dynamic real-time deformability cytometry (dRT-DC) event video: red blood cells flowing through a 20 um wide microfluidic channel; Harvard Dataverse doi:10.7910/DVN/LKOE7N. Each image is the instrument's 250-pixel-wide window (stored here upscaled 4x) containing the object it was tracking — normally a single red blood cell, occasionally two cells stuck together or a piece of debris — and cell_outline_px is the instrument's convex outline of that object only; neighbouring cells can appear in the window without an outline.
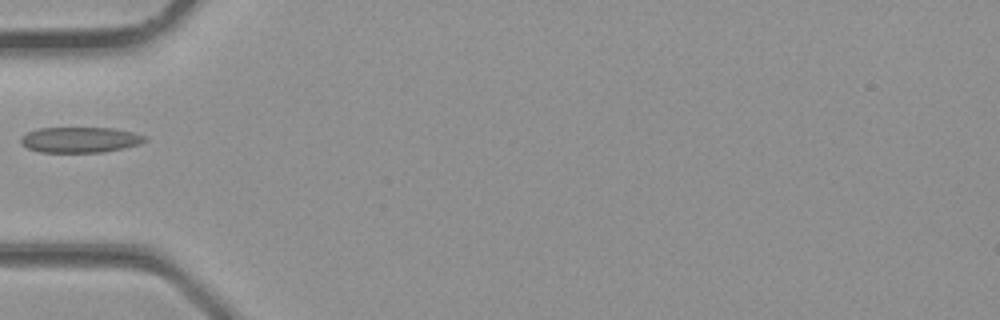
{"species": "common noctule bat (a hibernating species)", "species_latin": "Nyctalus noctula", "temperature_condition": "room temperature", "stored_images_in_passage": 21, "camera_frame_rate_fps": 3000, "um_per_image_px": 0.085, "animal": {"sex": "male", "body_mass_g": 23.1, "forearm_length_mm": 52.7}, "frame": {"image": 1, "passage_image": 1, "time_ms": 0.0, "image_size_px": [1000, 320], "cell_outline_px": [[148, 140], [140, 144], [124, 148], [104, 152], [40, 152], [28, 148], [20, 144], [20, 136], [28, 132], [40, 128], [112, 128], [132, 132], [144, 136]], "centroid_in_image_um": [6.79, 11.88], "position_along_channel_um": 78.2, "area_um2": 18.5}}
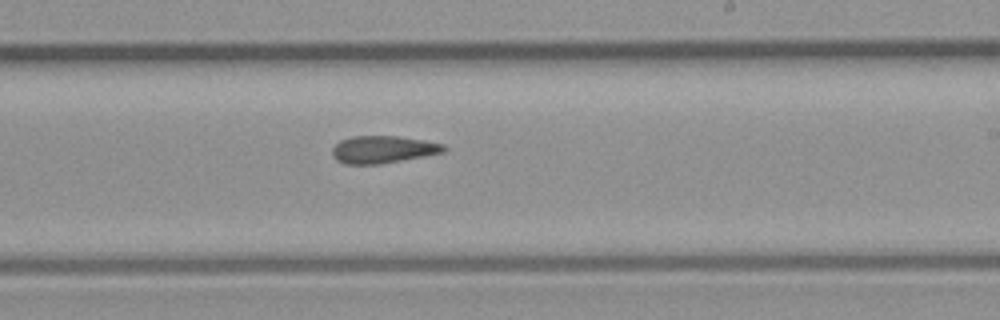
{"frame": {"image": 2, "passage_image": 10, "time_ms": 3.0, "image_size_px": [1000, 320], "cell_outline_px": [[448, 148], [444, 152], [424, 156], [380, 164], [344, 164], [336, 160], [332, 152], [332, 148], [340, 140], [352, 136], [396, 136], [424, 140], [444, 144]], "centroid_in_image_um": [32.55, 12.7], "position_along_channel_um": 256.4, "area_um2": 17.8}}
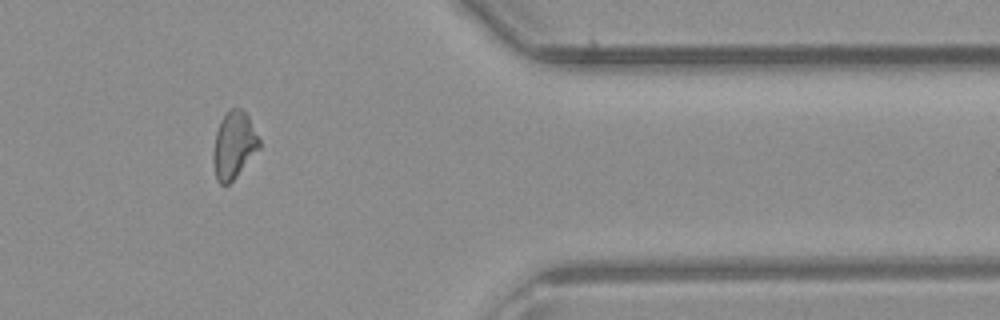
{"frame": {"image": 3, "passage_image": 18, "time_ms": 5.667, "image_size_px": [1000, 320], "cell_outline_px": [[260, 148], [236, 176], [228, 184], [220, 184], [216, 180], [212, 160], [212, 152], [216, 132], [220, 120], [232, 108], [240, 108], [248, 116], [260, 140]], "centroid_in_image_um": [19.86, 12.35], "position_along_channel_um": 391.5, "area_um2": 17.86}}